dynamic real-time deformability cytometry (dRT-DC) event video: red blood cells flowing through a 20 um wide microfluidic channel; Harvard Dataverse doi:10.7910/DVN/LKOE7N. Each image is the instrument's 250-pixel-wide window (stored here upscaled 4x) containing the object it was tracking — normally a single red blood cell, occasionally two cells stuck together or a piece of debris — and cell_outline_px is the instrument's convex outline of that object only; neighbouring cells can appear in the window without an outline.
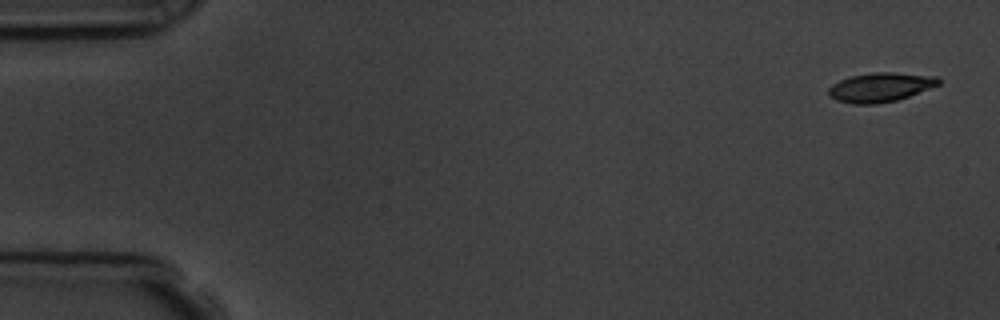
{"species": "common noctule bat (a hibernating species)", "species_latin": "Nyctalus noctula", "temperature_condition": "room temperature", "stored_images_in_passage": 5, "camera_frame_rate_fps": 3000, "um_per_image_px": 0.085, "animal": {"sex": "male", "body_mass_g": 19.5, "forearm_length_mm": 54.6}, "frame": {"image": 1, "passage_image": 1, "time_ms": 0.0, "image_size_px": [1000, 320], "cell_outline_px": [[940, 84], [908, 96], [896, 100], [876, 104], [852, 104], [836, 100], [828, 96], [828, 88], [832, 84], [840, 80], [852, 76], [876, 72], [892, 72], [936, 76], [940, 80]], "centroid_in_image_um": [74.8, 7.42], "position_along_channel_um": 10.2, "area_um2": 18.61}}